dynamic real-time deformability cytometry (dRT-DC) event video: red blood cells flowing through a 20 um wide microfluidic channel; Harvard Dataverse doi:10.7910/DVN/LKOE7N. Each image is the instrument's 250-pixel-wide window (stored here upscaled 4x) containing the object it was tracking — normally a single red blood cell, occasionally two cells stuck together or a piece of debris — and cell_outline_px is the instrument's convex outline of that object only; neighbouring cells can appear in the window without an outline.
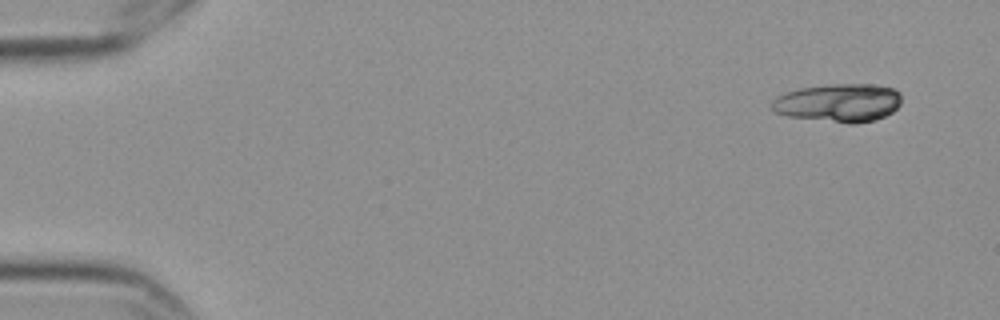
{"species": "Egyptian fruit bat (a non-hibernating species)", "species_latin": "Rousettus aegyptiacus", "temperature_condition": "cold", "stored_images_in_passage": 6, "camera_frame_rate_fps": 3000, "um_per_image_px": 0.085, "frame": {"image": 1, "passage_image": 1, "time_ms": 0.0, "image_size_px": [1000, 320], "cell_outline_px": [[900, 104], [892, 112], [884, 116], [872, 120], [856, 124], [848, 124], [788, 116], [776, 112], [772, 108], [772, 100], [776, 96], [800, 88], [828, 84], [872, 84], [892, 88], [900, 92]], "centroid_in_image_um": [71.28, 8.74], "position_along_channel_um": 13.7, "area_um2": 28.9}}